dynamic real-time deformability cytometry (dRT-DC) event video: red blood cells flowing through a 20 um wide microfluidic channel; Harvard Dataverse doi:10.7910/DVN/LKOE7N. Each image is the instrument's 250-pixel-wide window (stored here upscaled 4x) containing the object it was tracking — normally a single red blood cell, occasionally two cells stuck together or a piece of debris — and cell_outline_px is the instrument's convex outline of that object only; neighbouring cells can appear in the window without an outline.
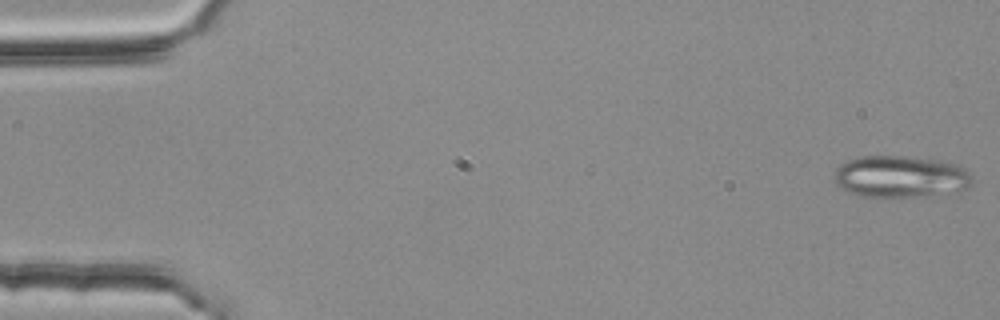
{"species": "common noctule bat (a hibernating species)", "species_latin": "Nyctalus noctula", "temperature_condition": "room temperature", "stored_images_in_passage": 4, "camera_frame_rate_fps": 3000, "um_per_image_px": 0.085, "animal": {"sex": "female", "body_mass_g": 25.1}, "frame": {"image": 1, "passage_image": 1, "time_ms": 0.0, "image_size_px": [1000, 320], "cell_outline_px": [[972, 184], [968, 188], [960, 192], [924, 196], [860, 196], [848, 192], [840, 188], [836, 184], [832, 176], [836, 168], [840, 164], [848, 160], [864, 156], [904, 156], [940, 160], [960, 164], [972, 176]], "centroid_in_image_um": [76.57, 15.01], "position_along_channel_um": 8.4, "area_um2": 34.1}}